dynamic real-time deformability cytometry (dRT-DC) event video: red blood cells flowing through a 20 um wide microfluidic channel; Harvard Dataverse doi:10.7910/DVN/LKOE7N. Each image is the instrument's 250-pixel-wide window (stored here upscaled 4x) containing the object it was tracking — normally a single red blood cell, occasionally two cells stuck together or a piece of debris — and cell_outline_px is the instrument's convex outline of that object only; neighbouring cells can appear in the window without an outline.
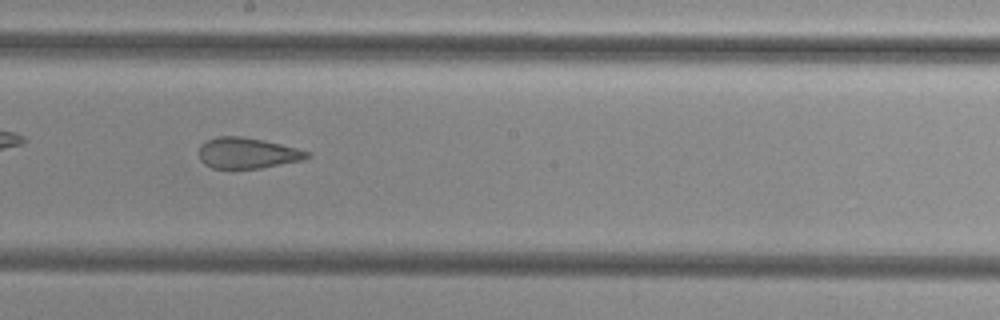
{"species": "common noctule bat (a hibernating species)", "species_latin": "Nyctalus noctula", "temperature_condition": "cold", "stored_images_in_passage": 32, "camera_frame_rate_fps": 3000, "um_per_image_px": 0.085, "animal": {"sex": "female", "body_mass_g": 29.2, "forearm_length_mm": 56.3}, "frame": {"image": 1, "passage_image": 14, "time_ms": 4.333, "image_size_px": [1000, 320], "cell_outline_px": [[312, 156], [304, 160], [260, 168], [212, 168], [204, 164], [200, 160], [200, 144], [216, 136], [244, 136], [280, 144], [312, 152]], "centroid_in_image_um": [21.05, 13.01], "position_along_channel_um": 227.1, "area_um2": 19.48}}